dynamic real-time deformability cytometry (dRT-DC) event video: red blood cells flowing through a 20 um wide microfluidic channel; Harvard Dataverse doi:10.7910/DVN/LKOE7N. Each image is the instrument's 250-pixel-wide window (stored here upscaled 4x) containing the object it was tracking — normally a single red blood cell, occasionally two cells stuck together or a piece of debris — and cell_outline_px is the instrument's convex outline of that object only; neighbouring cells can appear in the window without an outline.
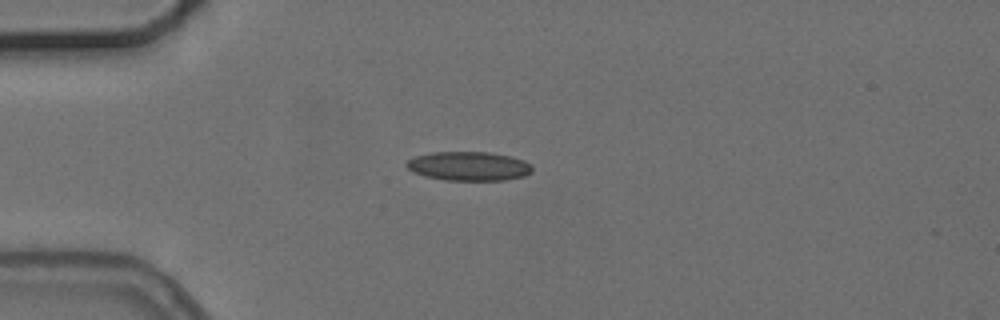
{"species": "common noctule bat (a hibernating species)", "species_latin": "Nyctalus noctula", "temperature_condition": "cold", "stored_images_in_passage": 6, "camera_frame_rate_fps": 3000, "um_per_image_px": 0.085, "animal": {"sex": "female", "body_mass_g": 24.6, "forearm_length_mm": 56.2}, "frame": {"image": 1, "passage_image": 1, "time_ms": 0.0, "image_size_px": [1000, 320], "cell_outline_px": [[532, 172], [524, 176], [504, 180], [444, 180], [424, 176], [412, 172], [404, 164], [408, 160], [416, 156], [432, 152], [488, 152], [512, 156], [524, 160], [532, 164]], "centroid_in_image_um": [39.85, 14.12], "position_along_channel_um": 45.1, "area_um2": 21.44}}
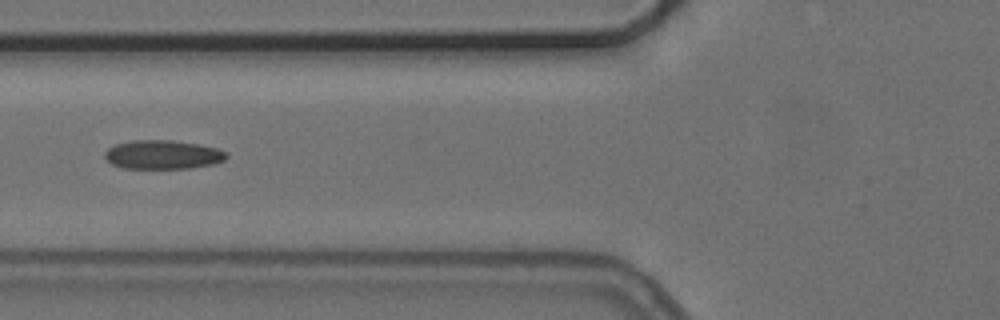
{"frame": {"image": 2, "passage_image": 3, "time_ms": 2.333, "image_size_px": [1000, 320], "cell_outline_px": [[228, 156], [224, 160], [212, 164], [192, 168], [124, 168], [112, 164], [104, 156], [104, 152], [108, 148], [116, 144], [132, 140], [172, 140], [200, 144], [216, 148], [224, 152]], "centroid_in_image_um": [13.82, 13.14], "position_along_channel_um": 112.0, "area_um2": 20.4}}
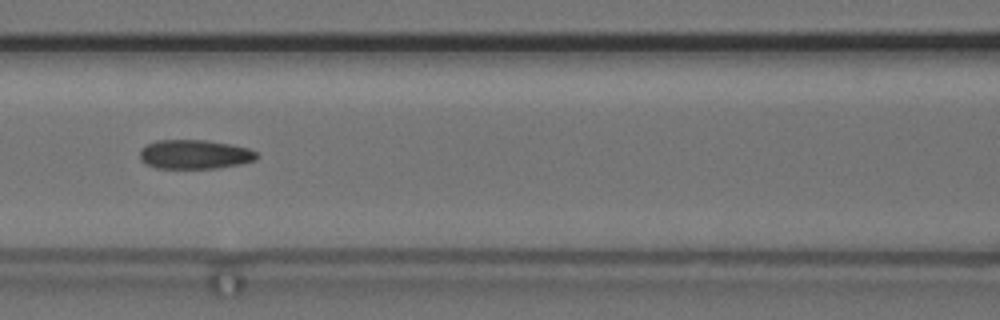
{"frame": {"image": 3, "passage_image": 4, "time_ms": 3.333, "image_size_px": [1000, 320], "cell_outline_px": [[260, 156], [256, 160], [240, 164], [216, 168], [156, 168], [144, 164], [140, 160], [140, 152], [148, 144], [156, 140], [204, 140], [228, 144], [248, 148], [256, 152]], "centroid_in_image_um": [16.55, 13.13], "position_along_channel_um": 150.1, "area_um2": 19.83}}